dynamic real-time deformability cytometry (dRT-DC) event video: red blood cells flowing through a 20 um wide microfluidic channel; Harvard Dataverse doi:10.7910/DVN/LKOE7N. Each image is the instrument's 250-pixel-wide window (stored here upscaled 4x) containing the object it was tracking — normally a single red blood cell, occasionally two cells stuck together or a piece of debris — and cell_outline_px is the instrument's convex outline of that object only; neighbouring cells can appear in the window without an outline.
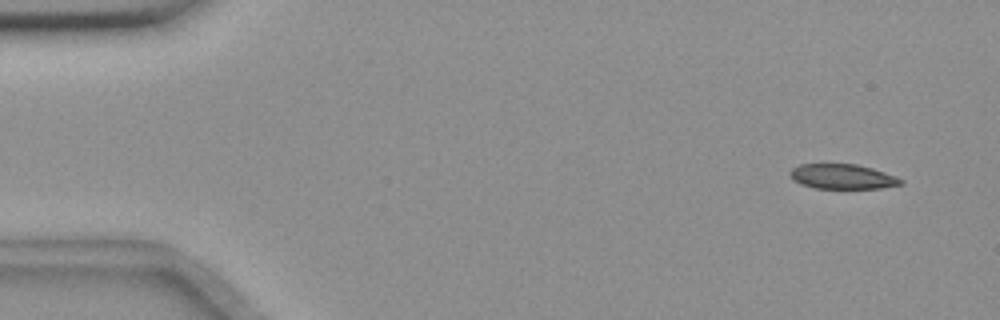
{"species": "common noctule bat (a hibernating species)", "species_latin": "Nyctalus noctula", "temperature_condition": "room temperature", "stored_images_in_passage": 9, "camera_frame_rate_fps": 3000, "um_per_image_px": 0.085, "animal": {"sex": "female", "body_mass_g": 18.4}, "frame": {"image": 1, "passage_image": 1, "time_ms": 0.0, "image_size_px": [1000, 320], "cell_outline_px": [[904, 184], [880, 188], [816, 188], [800, 184], [788, 172], [792, 168], [800, 164], [856, 164], [872, 168], [896, 176], [904, 180]], "centroid_in_image_um": [71.64, 15.0], "position_along_channel_um": 13.4, "area_um2": 15.95}}
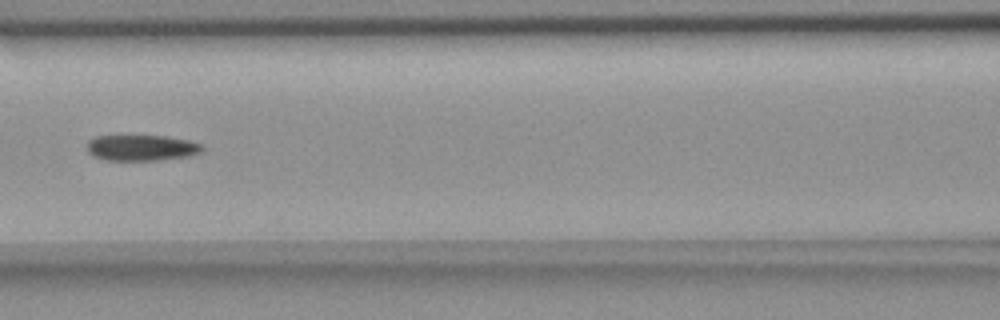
{"frame": {"image": 2, "passage_image": 7, "time_ms": 7.0, "image_size_px": [1000, 320], "cell_outline_px": [[204, 148], [200, 152], [188, 156], [156, 160], [108, 160], [92, 156], [88, 152], [88, 140], [96, 136], [168, 136], [188, 140], [200, 144]], "centroid_in_image_um": [12.01, 12.56], "position_along_channel_um": 154.6, "area_um2": 17.22}}
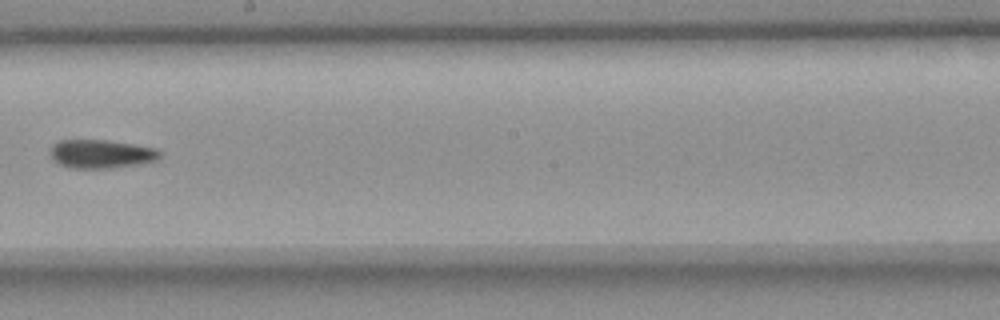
{"frame": {"image": 3, "passage_image": 9, "time_ms": 9.333, "image_size_px": [1000, 320], "cell_outline_px": [[160, 160], [140, 164], [108, 168], [68, 168], [52, 160], [52, 144], [60, 140], [108, 140], [156, 148], [160, 152]], "centroid_in_image_um": [8.62, 13.09], "position_along_channel_um": 239.6, "area_um2": 18.26}}